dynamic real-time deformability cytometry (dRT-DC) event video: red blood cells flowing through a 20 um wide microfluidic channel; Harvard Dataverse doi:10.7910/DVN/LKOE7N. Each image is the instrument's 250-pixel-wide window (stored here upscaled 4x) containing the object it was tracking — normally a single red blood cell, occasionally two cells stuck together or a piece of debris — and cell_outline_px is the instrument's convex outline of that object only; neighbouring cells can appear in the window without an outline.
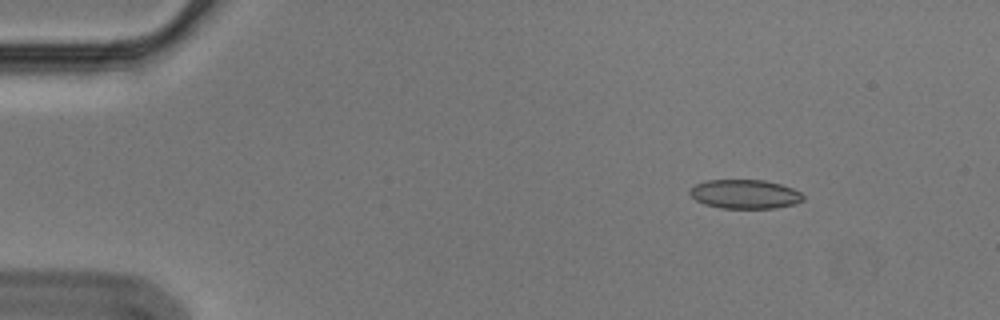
{"species": "Egyptian fruit bat (a non-hibernating species)", "species_latin": "Rousettus aegyptiacus", "temperature_condition": "cold", "stored_images_in_passage": 57, "camera_frame_rate_fps": 3000, "um_per_image_px": 0.085, "animal": {"sex": "male"}, "frame": {"image": 1, "passage_image": 8, "time_ms": 2.333, "image_size_px": [1000, 320], "cell_outline_px": [[804, 200], [796, 204], [776, 208], [720, 208], [704, 204], [696, 200], [688, 192], [688, 188], [696, 184], [708, 180], [764, 180], [780, 184], [792, 188], [800, 192], [804, 196]], "centroid_in_image_um": [63.31, 16.5], "position_along_channel_um": 21.7, "area_um2": 19.31}}
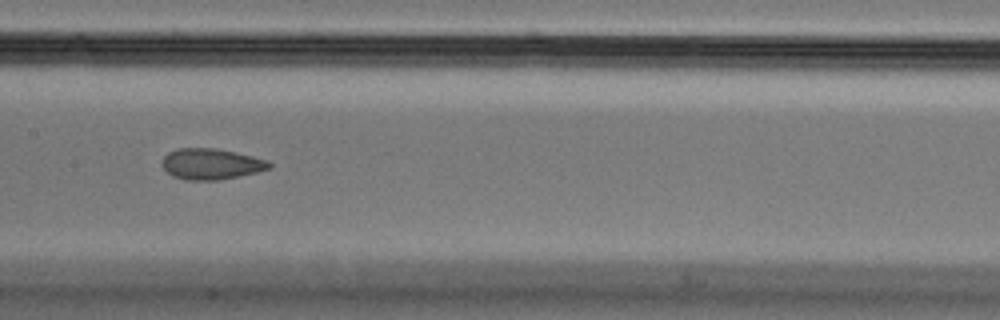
{"frame": {"image": 2, "passage_image": 29, "time_ms": 9.333, "image_size_px": [1000, 320], "cell_outline_px": [[272, 168], [240, 176], [216, 180], [184, 180], [172, 176], [164, 168], [164, 156], [168, 152], [176, 148], [216, 148], [236, 152], [268, 160], [272, 164]], "centroid_in_image_um": [17.97, 13.93], "position_along_channel_um": 189.4, "area_um2": 19.31}}
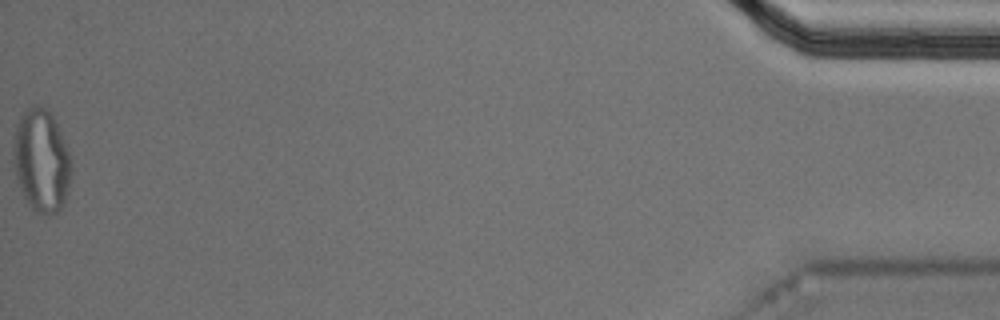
{"frame": {"image": 3, "passage_image": 57, "time_ms": 18.667, "image_size_px": [1000, 320], "cell_outline_px": [[72, 172], [68, 192], [64, 204], [56, 212], [48, 216], [36, 212], [28, 204], [16, 180], [12, 156], [12, 140], [16, 124], [20, 116], [32, 104], [36, 104], [44, 108], [52, 116], [60, 132], [68, 152], [72, 164]], "centroid_in_image_um": [3.49, 13.68], "position_along_channel_um": 431.7, "area_um2": 35.08}, "authors_computed_cell_mechanics": {"area_um2": 19.8832, "velocity_mm_per_s": 3.5841, "shape_relaxation_time_tau1_ms": null, "shape_relaxation_time_tau2_ms": 1.5136, "deformation_change_tau1": null, "deformation_change_tau2": 0.0739}}